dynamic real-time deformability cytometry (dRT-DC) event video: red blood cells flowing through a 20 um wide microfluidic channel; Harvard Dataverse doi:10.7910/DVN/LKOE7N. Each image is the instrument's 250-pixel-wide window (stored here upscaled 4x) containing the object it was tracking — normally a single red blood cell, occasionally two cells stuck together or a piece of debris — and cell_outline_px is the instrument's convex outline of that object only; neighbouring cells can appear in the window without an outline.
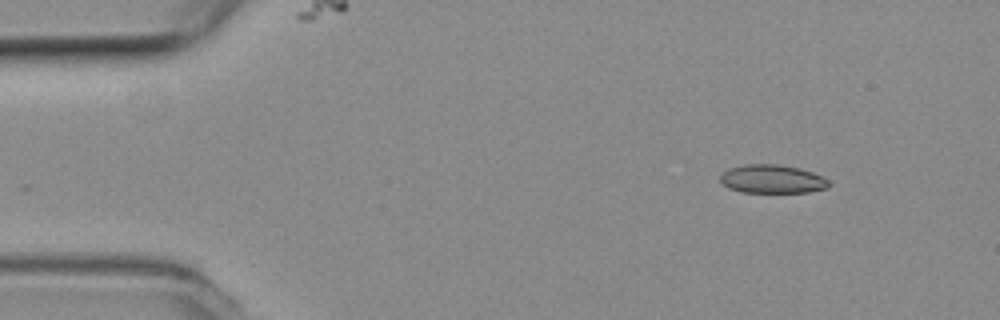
{"species": "common noctule bat (a hibernating species)", "species_latin": "Nyctalus noctula", "temperature_condition": "room temperature", "stored_images_in_passage": 10, "camera_frame_rate_fps": 3000, "um_per_image_px": 0.085, "animal": {"sex": "female", "body_mass_g": 19.3, "forearm_length_mm": 54.1}, "frame": {"image": 1, "passage_image": 1, "time_ms": 0.0, "image_size_px": [1000, 320], "cell_outline_px": [[832, 184], [828, 188], [808, 192], [740, 192], [728, 188], [720, 180], [720, 176], [728, 168], [744, 164], [776, 164], [800, 168], [812, 172], [828, 180]], "centroid_in_image_um": [65.64, 15.22], "position_along_channel_um": 19.4, "area_um2": 18.09}}
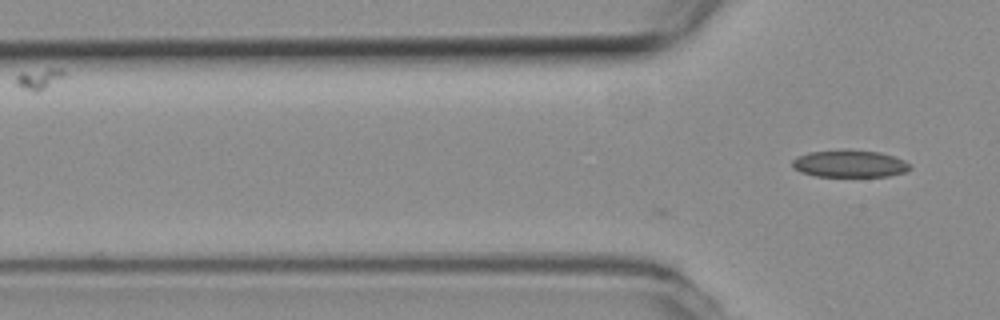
{"frame": {"image": 2, "passage_image": 10, "time_ms": 3.0, "image_size_px": [1000, 320], "cell_outline_px": [[912, 168], [904, 172], [888, 176], [816, 176], [800, 172], [792, 168], [792, 160], [796, 156], [808, 152], [844, 148], [848, 148], [880, 152], [904, 160], [912, 164]], "centroid_in_image_um": [72.19, 13.89], "position_along_channel_um": 53.6, "area_um2": 19.13}}